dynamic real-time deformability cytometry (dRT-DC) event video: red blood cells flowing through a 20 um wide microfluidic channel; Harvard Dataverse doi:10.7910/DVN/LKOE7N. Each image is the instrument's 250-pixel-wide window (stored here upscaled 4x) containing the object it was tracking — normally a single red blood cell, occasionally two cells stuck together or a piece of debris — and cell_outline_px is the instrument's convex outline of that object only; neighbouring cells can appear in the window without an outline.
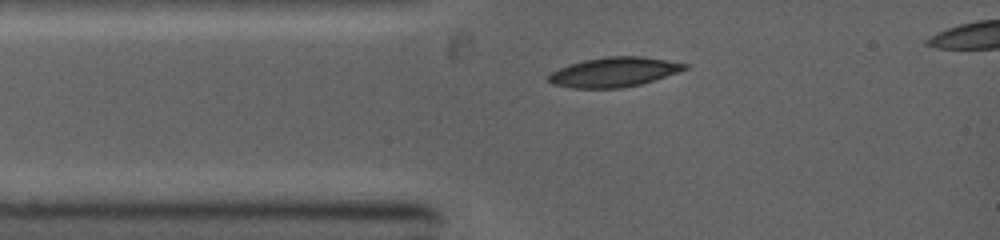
{"species": "common noctule bat (a hibernating species)", "species_latin": "Nyctalus noctula", "temperature_condition": "warm", "stored_images_in_passage": 3, "camera_frame_rate_fps": 5000, "um_per_image_px": 0.085, "animal": {"sex": "female", "body_mass_g": 19.0, "forearm_length_mm": 53.3}, "frame": {"image": 1, "passage_image": 1, "time_ms": 0.0, "image_size_px": [1000, 240], "cell_outline_px": [[688, 68], [640, 84], [620, 88], [572, 88], [552, 84], [548, 80], [548, 76], [552, 72], [568, 64], [584, 60], [608, 56], [644, 56], [668, 60], [688, 64]], "centroid_in_image_um": [52.16, 6.12], "position_along_channel_um": 32.8, "area_um2": 23.29}}